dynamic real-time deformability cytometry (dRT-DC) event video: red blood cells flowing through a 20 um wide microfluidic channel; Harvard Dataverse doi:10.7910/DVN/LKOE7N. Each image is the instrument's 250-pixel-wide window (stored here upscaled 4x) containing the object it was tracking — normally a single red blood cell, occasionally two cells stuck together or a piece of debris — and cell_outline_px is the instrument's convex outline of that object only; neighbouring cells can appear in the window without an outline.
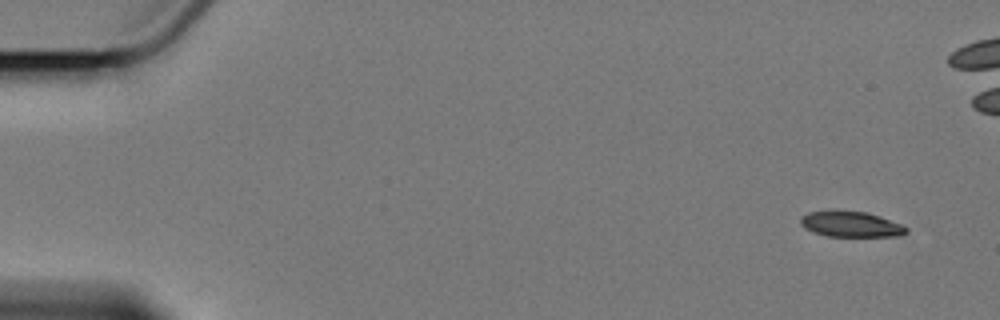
{"species": "Egyptian fruit bat (a non-hibernating species)", "species_latin": "Rousettus aegyptiacus", "temperature_condition": "cold", "stored_images_in_passage": 4, "camera_frame_rate_fps": 3000, "um_per_image_px": 0.085, "animal": {"sex": "female"}, "frame": {"image": 1, "passage_image": 1, "time_ms": 0.0, "image_size_px": [1000, 320], "cell_outline_px": [[908, 232], [900, 236], [828, 236], [804, 228], [800, 224], [800, 216], [808, 212], [832, 208], [864, 212], [880, 216], [904, 224], [908, 228]], "centroid_in_image_um": [72.31, 19.02], "position_along_channel_um": 12.7, "area_um2": 16.3}}